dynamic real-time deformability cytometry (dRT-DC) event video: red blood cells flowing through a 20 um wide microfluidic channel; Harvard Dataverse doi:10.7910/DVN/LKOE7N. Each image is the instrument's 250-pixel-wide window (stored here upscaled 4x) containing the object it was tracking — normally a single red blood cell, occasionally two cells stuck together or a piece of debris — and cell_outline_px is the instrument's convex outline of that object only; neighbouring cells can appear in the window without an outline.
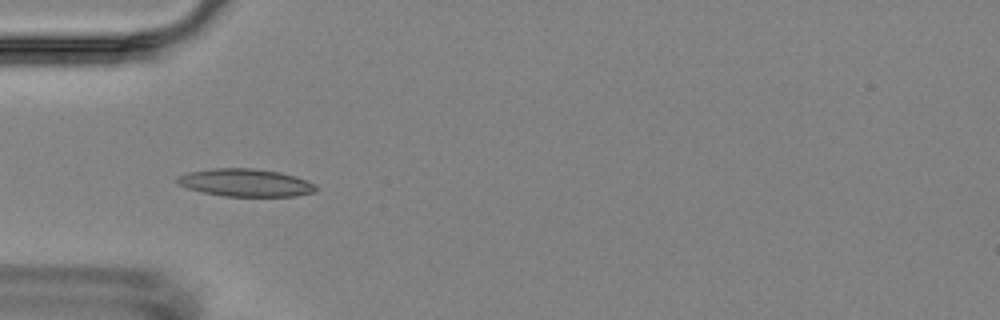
{"species": "Egyptian fruit bat (a non-hibernating species)", "species_latin": "Rousettus aegyptiacus", "temperature_condition": "room temperature", "stored_images_in_passage": 5, "camera_frame_rate_fps": 3000, "um_per_image_px": 0.085, "animal": {"sex": "female"}, "frame": {"image": 1, "passage_image": 4, "time_ms": 5.333, "image_size_px": [1000, 320], "cell_outline_px": [[316, 192], [296, 196], [224, 196], [204, 192], [188, 188], [180, 184], [176, 180], [180, 176], [188, 172], [212, 168], [252, 168], [280, 172], [296, 176], [316, 184]], "centroid_in_image_um": [20.92, 15.52], "position_along_channel_um": 64.1, "area_um2": 22.25}}